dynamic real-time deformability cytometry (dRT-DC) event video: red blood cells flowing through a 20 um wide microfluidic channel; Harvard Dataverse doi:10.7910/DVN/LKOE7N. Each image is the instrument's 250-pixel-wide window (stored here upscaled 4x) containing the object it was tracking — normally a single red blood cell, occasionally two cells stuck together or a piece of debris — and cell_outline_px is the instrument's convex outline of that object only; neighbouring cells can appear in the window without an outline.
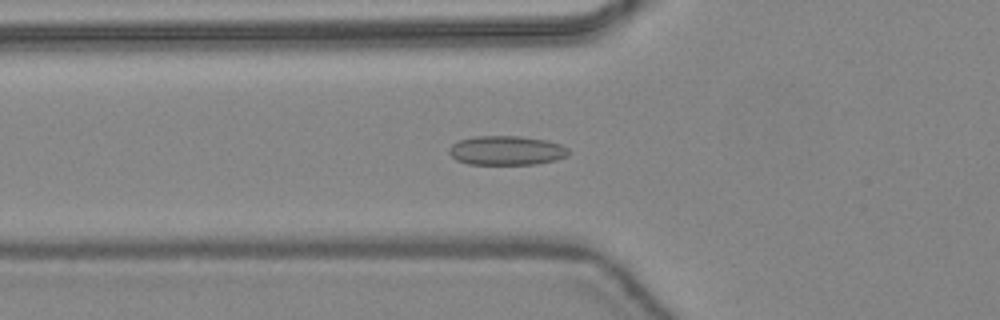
{"species": "common noctule bat (a hibernating species)", "species_latin": "Nyctalus noctula", "temperature_condition": "warm", "stored_images_in_passage": 48, "camera_frame_rate_fps": 3000, "um_per_image_px": 0.085, "animal": {"sex": "female", "body_mass_g": 24.6, "forearm_length_mm": 56.2}, "frame": {"image": 1, "passage_image": 18, "time_ms": 5.667, "image_size_px": [1000, 320], "cell_outline_px": [[568, 156], [556, 160], [536, 164], [468, 164], [456, 160], [448, 152], [448, 148], [452, 144], [460, 140], [476, 136], [520, 136], [548, 140], [560, 144], [568, 148]], "centroid_in_image_um": [43.05, 12.79], "position_along_channel_um": 82.7, "area_um2": 20.46}}
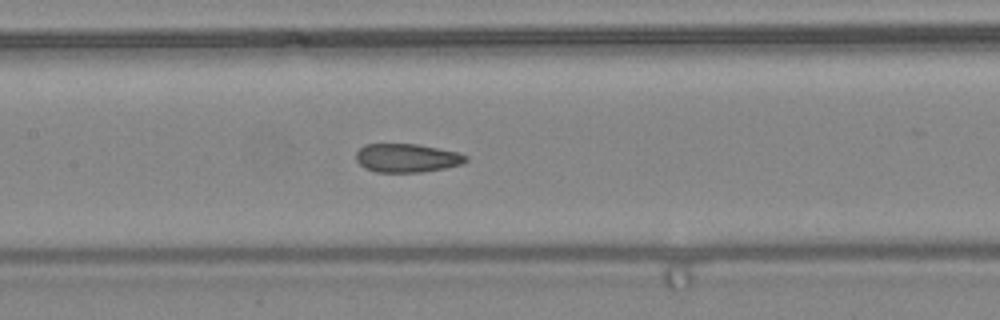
{"frame": {"image": 2, "passage_image": 24, "time_ms": 7.667, "image_size_px": [1000, 320], "cell_outline_px": [[468, 160], [464, 164], [444, 168], [420, 172], [376, 172], [364, 168], [356, 160], [356, 152], [364, 144], [416, 144], [460, 152], [468, 156]], "centroid_in_image_um": [34.61, 13.43], "position_along_channel_um": 172.8, "area_um2": 18.44}}
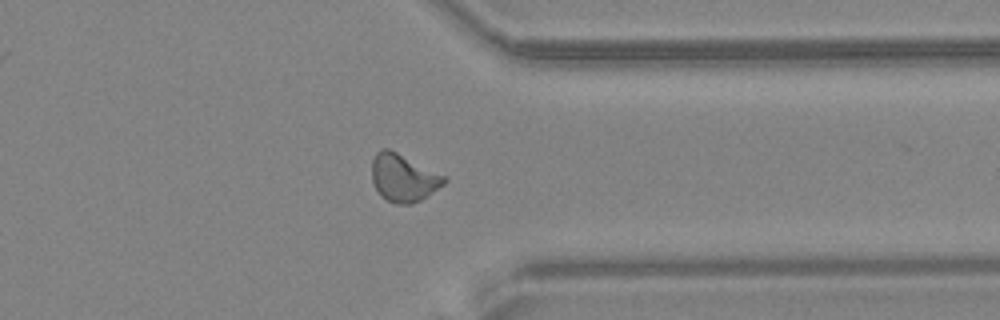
{"frame": {"image": 3, "passage_image": 38, "time_ms": 12.333, "image_size_px": [1000, 320], "cell_outline_px": [[448, 180], [444, 184], [420, 200], [412, 204], [396, 204], [380, 196], [372, 180], [372, 160], [376, 152], [380, 148], [388, 148], [444, 176]], "centroid_in_image_um": [34.25, 15.12], "position_along_channel_um": 377.2, "area_um2": 19.71}, "authors_computed_cell_mechanics": {"area_um2": 19.4497, "velocity_mm_per_s": 4.4543, "shape_relaxation_time_tau1_ms": null, "shape_relaxation_time_tau2_ms": 1.4396, "deformation_change_tau1": null, "deformation_change_tau2": 0.0756}}